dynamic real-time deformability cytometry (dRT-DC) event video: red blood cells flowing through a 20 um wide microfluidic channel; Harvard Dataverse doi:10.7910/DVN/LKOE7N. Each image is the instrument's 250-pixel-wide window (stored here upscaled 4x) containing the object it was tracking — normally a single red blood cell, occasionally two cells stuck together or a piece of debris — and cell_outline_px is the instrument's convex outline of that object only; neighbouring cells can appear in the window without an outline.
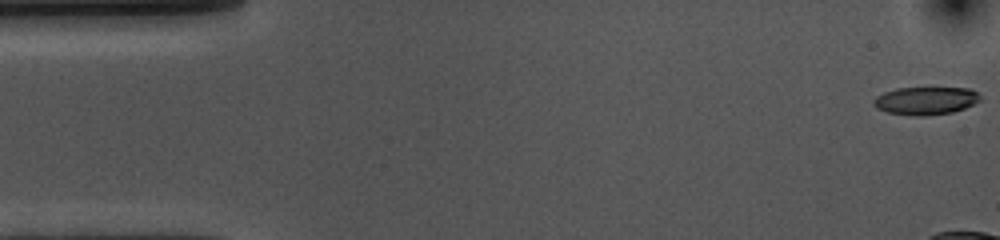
{"species": "common noctule bat (a hibernating species)", "species_latin": "Nyctalus noctula", "temperature_condition": "cold", "stored_images_in_passage": 10, "camera_frame_rate_fps": 3000, "um_per_image_px": 0.085, "animal": {"sex": "female", "body_mass_g": 10.0, "forearm_length_mm": 53.1}, "frame": {"image": 1, "passage_image": 1, "time_ms": 0.0, "image_size_px": [1000, 240], "cell_outline_px": [[980, 100], [964, 108], [952, 112], [924, 116], [920, 116], [888, 112], [876, 108], [872, 104], [872, 100], [876, 96], [884, 92], [896, 88], [968, 88], [976, 92], [980, 96]], "centroid_in_image_um": [78.64, 8.55], "position_along_channel_um": 6.4, "area_um2": 17.17}}